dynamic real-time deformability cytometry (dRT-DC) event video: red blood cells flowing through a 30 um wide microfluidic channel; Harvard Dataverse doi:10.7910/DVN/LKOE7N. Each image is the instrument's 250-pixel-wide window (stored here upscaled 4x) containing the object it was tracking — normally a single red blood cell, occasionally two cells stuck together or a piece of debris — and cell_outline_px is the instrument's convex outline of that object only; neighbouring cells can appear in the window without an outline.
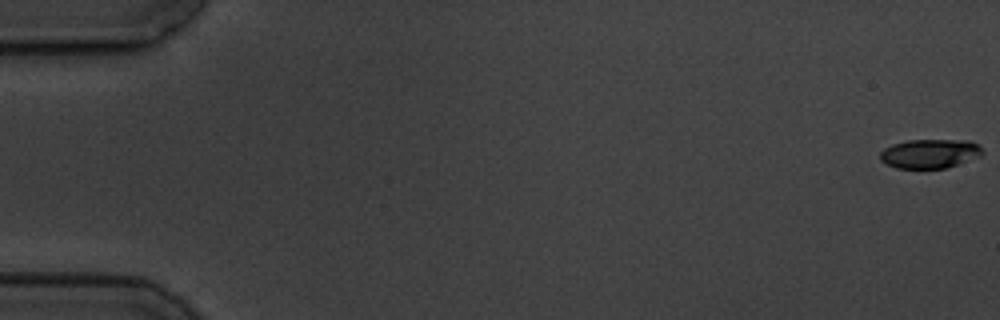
{"species": "common noctule bat (a hibernating species)", "species_latin": "Nyctalus noctula", "temperature_condition": "cold", "stored_images_in_passage": 5, "camera_frame_rate_fps": 3000, "um_per_image_px": 0.085, "animal": {"sex": "male", "body_mass_g": 19.5, "forearm_length_mm": 54.6}, "frame": {"image": 1, "passage_image": 1, "time_ms": 0.0, "image_size_px": [1000, 320], "cell_outline_px": [[984, 152], [980, 156], [944, 168], [896, 168], [880, 160], [880, 152], [884, 148], [892, 144], [908, 140], [968, 140], [980, 144]], "centroid_in_image_um": [79.04, 13.04], "position_along_channel_um": 6.0, "area_um2": 17.34}}
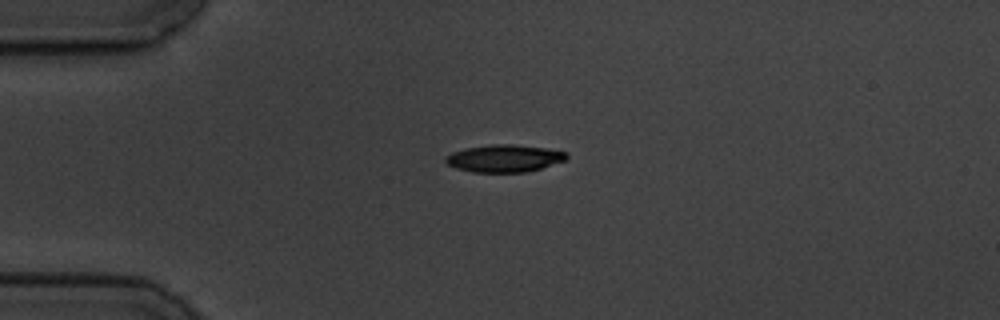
{"frame": {"image": 2, "passage_image": 5, "time_ms": 4.667, "image_size_px": [1000, 320], "cell_outline_px": [[568, 156], [564, 160], [540, 168], [524, 172], [472, 172], [456, 168], [448, 164], [444, 160], [444, 156], [452, 152], [464, 148], [492, 144], [512, 144], [544, 148], [568, 152]], "centroid_in_image_um": [42.81, 13.45], "position_along_channel_um": 42.2, "area_um2": 19.19}}